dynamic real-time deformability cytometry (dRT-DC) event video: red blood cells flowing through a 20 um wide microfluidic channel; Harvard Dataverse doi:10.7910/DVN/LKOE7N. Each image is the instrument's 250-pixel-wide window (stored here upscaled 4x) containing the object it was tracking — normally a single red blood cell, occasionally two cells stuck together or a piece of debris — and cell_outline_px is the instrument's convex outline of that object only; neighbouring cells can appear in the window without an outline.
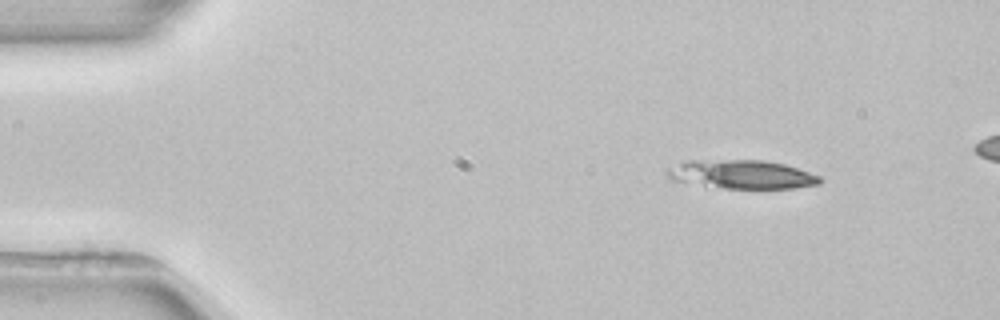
{"species": "common noctule bat (a hibernating species)", "species_latin": "Nyctalus noctula", "temperature_condition": "room temperature", "stored_images_in_passage": 4, "segment_of_instrument_passage": [1, 2], "camera_frame_rate_fps": 3000, "um_per_image_px": 0.085, "animal": {"sex": "female", "body_mass_g": 22.7, "forearm_length_mm": 54.2}, "frame": {"image": 1, "passage_image": 1, "time_ms": 0.0, "image_size_px": [1000, 320], "cell_outline_px": [[824, 180], [820, 184], [796, 188], [704, 188], [684, 184], [668, 180], [664, 172], [668, 168], [688, 160], [764, 160], [784, 164], [820, 176]], "centroid_in_image_um": [62.93, 14.85], "position_along_channel_um": 22.1, "area_um2": 26.24}}